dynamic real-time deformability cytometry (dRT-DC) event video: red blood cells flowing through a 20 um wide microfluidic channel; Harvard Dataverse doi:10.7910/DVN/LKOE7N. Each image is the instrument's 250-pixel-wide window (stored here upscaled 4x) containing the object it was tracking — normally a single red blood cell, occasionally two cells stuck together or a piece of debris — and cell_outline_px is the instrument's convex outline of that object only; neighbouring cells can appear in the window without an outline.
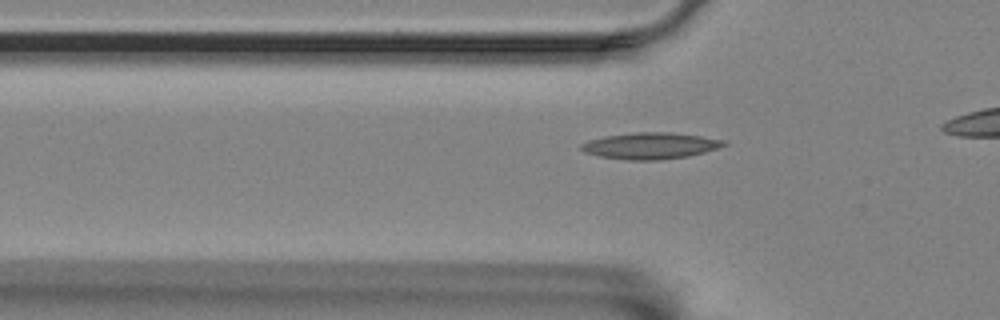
{"species": "Egyptian fruit bat (a non-hibernating species)", "species_latin": "Rousettus aegyptiacus", "temperature_condition": "room temperature", "stored_images_in_passage": 13, "camera_frame_rate_fps": 3000, "um_per_image_px": 0.085, "animal": {"sex": "female"}, "frame": {"image": 1, "passage_image": 6, "time_ms": 1.667, "image_size_px": [1000, 320], "cell_outline_px": [[728, 144], [704, 152], [688, 156], [656, 160], [628, 160], [600, 156], [584, 152], [580, 148], [580, 144], [588, 140], [604, 136], [636, 132], [672, 132], [728, 140]], "centroid_in_image_um": [55.28, 12.38], "position_along_channel_um": 70.5, "area_um2": 21.96}}
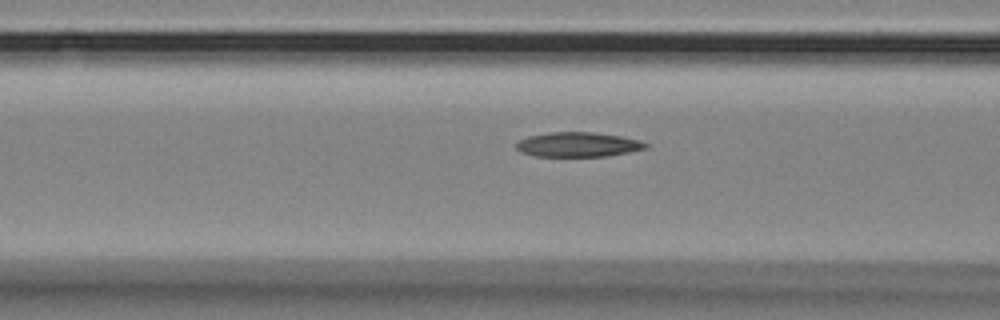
{"frame": {"image": 2, "passage_image": 10, "time_ms": 3.0, "image_size_px": [1000, 320], "cell_outline_px": [[648, 148], [608, 156], [532, 156], [520, 152], [516, 148], [516, 140], [528, 136], [548, 132], [592, 132], [620, 136], [640, 140], [648, 144]], "centroid_in_image_um": [49.09, 12.28], "position_along_channel_um": 117.5, "area_um2": 18.73}}